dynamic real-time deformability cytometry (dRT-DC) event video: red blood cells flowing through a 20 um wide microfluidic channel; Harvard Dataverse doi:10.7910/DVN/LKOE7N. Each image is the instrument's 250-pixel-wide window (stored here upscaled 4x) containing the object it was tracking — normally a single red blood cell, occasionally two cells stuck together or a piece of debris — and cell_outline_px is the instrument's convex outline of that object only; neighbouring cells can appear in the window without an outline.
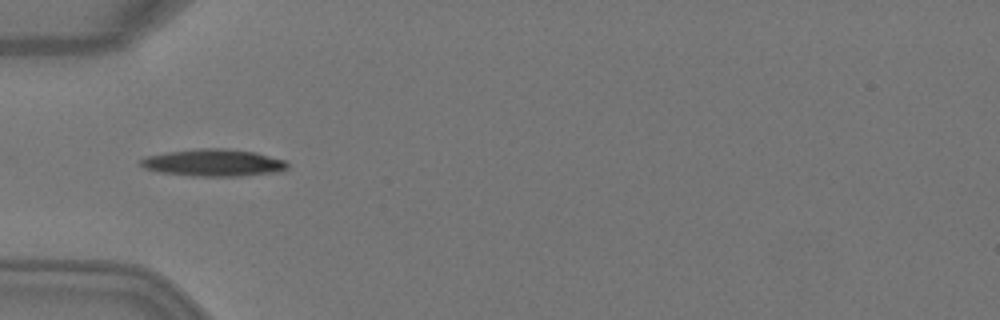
{"species": "Egyptian fruit bat (a non-hibernating species)", "species_latin": "Rousettus aegyptiacus", "temperature_condition": "warm", "stored_images_in_passage": 5, "camera_frame_rate_fps": 3000, "um_per_image_px": 0.085, "animal": {"sex": "female"}, "frame": {"image": 1, "passage_image": 4, "time_ms": 1.0, "image_size_px": [1000, 320], "cell_outline_px": [[288, 168], [276, 172], [240, 176], [192, 176], [160, 172], [144, 168], [140, 164], [140, 160], [148, 156], [168, 152], [200, 148], [224, 148], [256, 152], [284, 160], [288, 164]], "centroid_in_image_um": [18.16, 13.83], "position_along_channel_um": 66.8, "area_um2": 23.06}}